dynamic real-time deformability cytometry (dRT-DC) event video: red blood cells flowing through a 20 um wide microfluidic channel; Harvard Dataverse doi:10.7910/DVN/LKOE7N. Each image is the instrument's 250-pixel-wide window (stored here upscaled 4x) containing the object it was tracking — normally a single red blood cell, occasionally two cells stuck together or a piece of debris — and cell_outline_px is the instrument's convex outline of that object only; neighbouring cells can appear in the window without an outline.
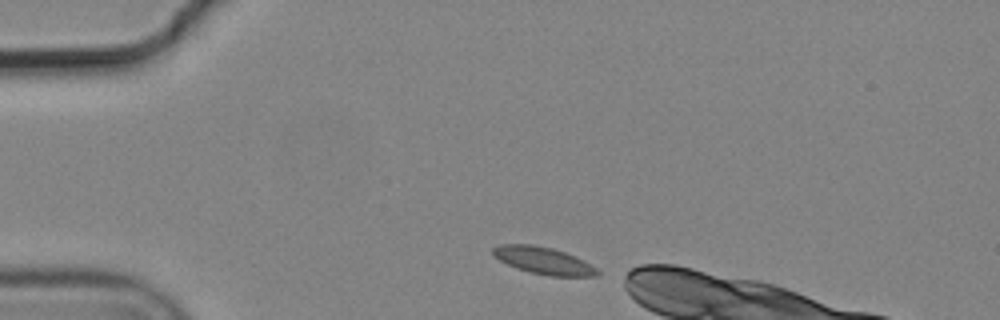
{"species": "common noctule bat (a hibernating species)", "species_latin": "Nyctalus noctula", "temperature_condition": "cold", "stored_images_in_passage": 3, "camera_frame_rate_fps": 3000, "um_per_image_px": 0.085, "animal": {"sex": "male", "body_mass_g": 19.2, "forearm_length_mm": 51.8}, "frame": {"image": 1, "passage_image": 1, "time_ms": 0.0, "image_size_px": [1000, 320], "cell_outline_px": [[600, 276], [548, 276], [516, 268], [500, 260], [492, 252], [492, 248], [500, 244], [532, 244], [552, 248], [576, 256], [584, 260], [596, 268], [600, 272]], "centroid_in_image_um": [46.23, 22.15], "position_along_channel_um": 38.8, "area_um2": 16.42}}